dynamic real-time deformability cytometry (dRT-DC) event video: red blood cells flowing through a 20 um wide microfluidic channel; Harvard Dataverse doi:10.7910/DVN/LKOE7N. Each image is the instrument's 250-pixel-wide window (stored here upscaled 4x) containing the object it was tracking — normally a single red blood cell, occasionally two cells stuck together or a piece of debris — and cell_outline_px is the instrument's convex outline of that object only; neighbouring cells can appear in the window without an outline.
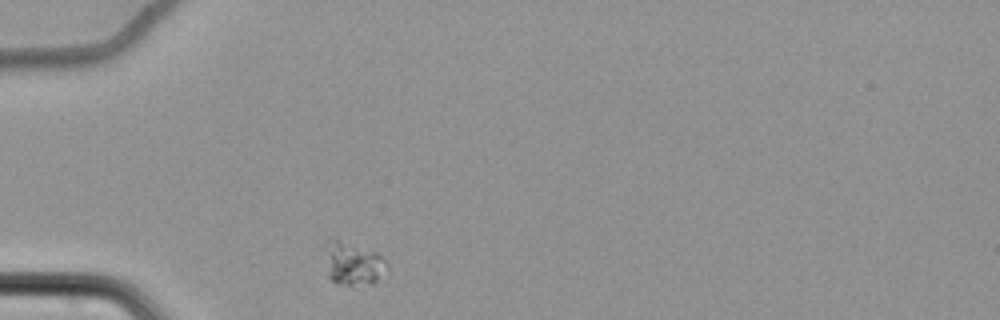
{"species": "common noctule bat (a hibernating species)", "species_latin": "Nyctalus noctula", "temperature_condition": "cold", "stored_images_in_passage": 37, "camera_frame_rate_fps": 3000, "um_per_image_px": 0.085, "animal": {"sex": "female", "body_mass_g": 22.7, "forearm_length_mm": 54.2}, "frame": {"image": 1, "passage_image": 1, "time_ms": 0.0, "image_size_px": [1000, 320], "cell_outline_px": [[388, 268], [372, 284], [340, 284], [332, 280], [328, 276], [324, 240], [328, 236], [332, 236], [376, 252], [388, 264]], "centroid_in_image_um": [29.95, 22.33], "position_along_channel_um": 55.0, "area_um2": 15.72}}
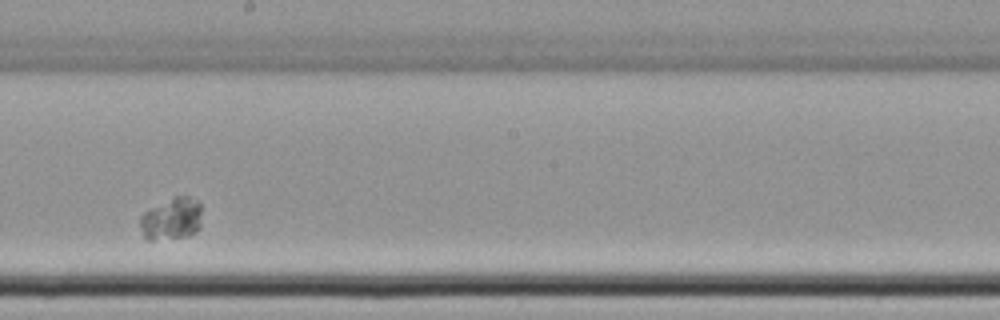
{"frame": {"image": 2, "passage_image": 19, "time_ms": 6.0, "image_size_px": [1000, 320], "cell_outline_px": [[200, 228], [196, 232], [188, 236], [152, 240], [148, 240], [144, 236], [140, 228], [140, 216], [144, 212], [176, 196], [188, 196], [196, 200], [200, 204]], "centroid_in_image_um": [14.59, 18.62], "position_along_channel_um": 233.6, "area_um2": 14.97}}
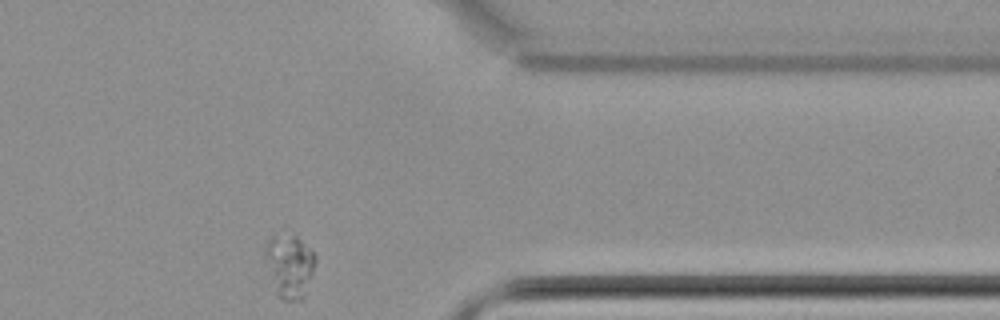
{"frame": {"image": 3, "passage_image": 34, "time_ms": 11.0, "image_size_px": [1000, 320], "cell_outline_px": [[316, 264], [304, 296], [300, 300], [280, 300], [276, 296], [264, 256], [264, 244], [272, 236], [296, 236], [316, 256]], "centroid_in_image_um": [24.58, 22.64], "position_along_channel_um": 386.8, "area_um2": 18.44}}